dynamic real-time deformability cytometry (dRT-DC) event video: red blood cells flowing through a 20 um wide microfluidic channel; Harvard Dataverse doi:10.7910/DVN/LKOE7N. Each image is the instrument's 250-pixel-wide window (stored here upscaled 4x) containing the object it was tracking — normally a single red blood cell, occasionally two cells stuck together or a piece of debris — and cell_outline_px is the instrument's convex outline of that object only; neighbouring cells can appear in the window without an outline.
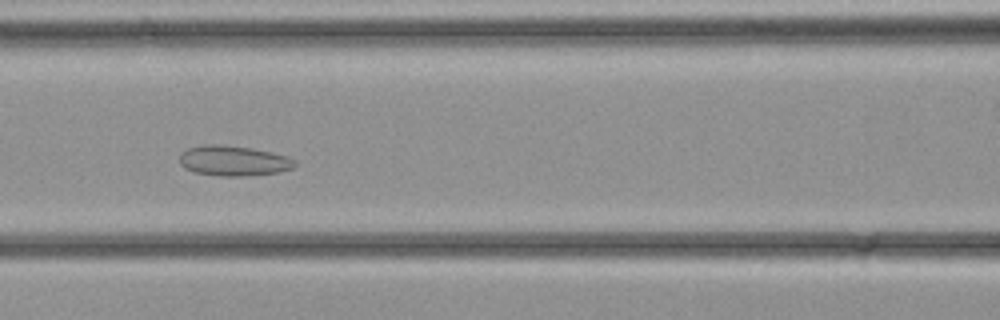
{"species": "common noctule bat (a hibernating species)", "species_latin": "Nyctalus noctula", "temperature_condition": "cold", "stored_images_in_passage": 29, "camera_frame_rate_fps": 3000, "um_per_image_px": 0.085, "animal": {"sex": "female", "body_mass_g": 21.9}, "frame": {"image": 1, "passage_image": 8, "time_ms": 2.333, "image_size_px": [1000, 320], "cell_outline_px": [[296, 164], [292, 168], [276, 172], [240, 176], [220, 176], [196, 172], [184, 168], [180, 164], [180, 152], [188, 148], [200, 144], [220, 144], [252, 148], [272, 152], [288, 156], [296, 160]], "centroid_in_image_um": [19.82, 13.64], "position_along_channel_um": 146.8, "area_um2": 20.35}}
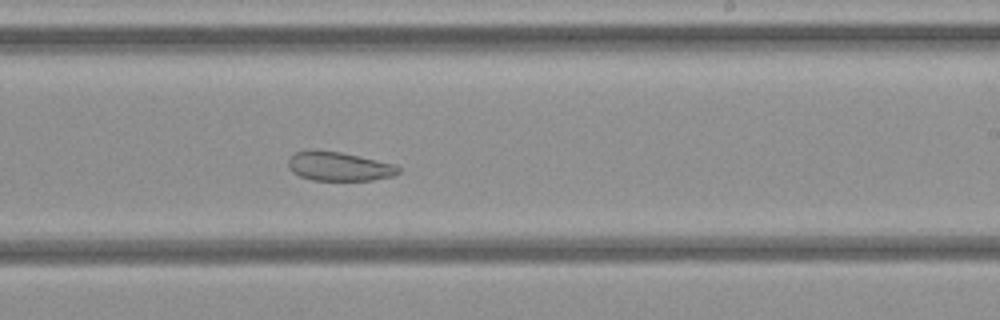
{"frame": {"image": 2, "passage_image": 14, "time_ms": 4.333, "image_size_px": [1000, 320], "cell_outline_px": [[400, 172], [392, 176], [372, 180], [312, 180], [300, 176], [292, 172], [288, 168], [288, 160], [296, 152], [316, 148], [340, 152], [376, 160], [392, 164], [400, 168]], "centroid_in_image_um": [28.76, 14.13], "position_along_channel_um": 260.2, "area_um2": 18.61}}
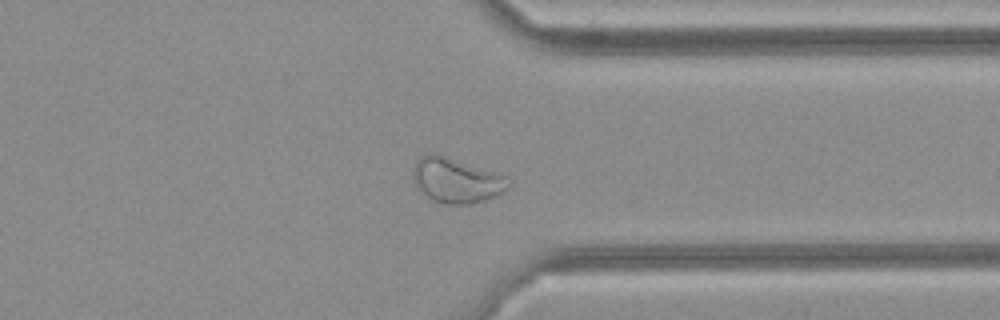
{"frame": {"image": 3, "passage_image": 20, "time_ms": 6.333, "image_size_px": [1000, 320], "cell_outline_px": [[512, 184], [504, 192], [496, 196], [484, 200], [468, 204], [444, 204], [432, 200], [424, 196], [416, 188], [412, 176], [412, 172], [416, 160], [420, 156], [428, 152], [436, 152], [508, 176], [512, 180]], "centroid_in_image_um": [38.78, 15.31], "position_along_channel_um": 372.6, "area_um2": 25.78}}